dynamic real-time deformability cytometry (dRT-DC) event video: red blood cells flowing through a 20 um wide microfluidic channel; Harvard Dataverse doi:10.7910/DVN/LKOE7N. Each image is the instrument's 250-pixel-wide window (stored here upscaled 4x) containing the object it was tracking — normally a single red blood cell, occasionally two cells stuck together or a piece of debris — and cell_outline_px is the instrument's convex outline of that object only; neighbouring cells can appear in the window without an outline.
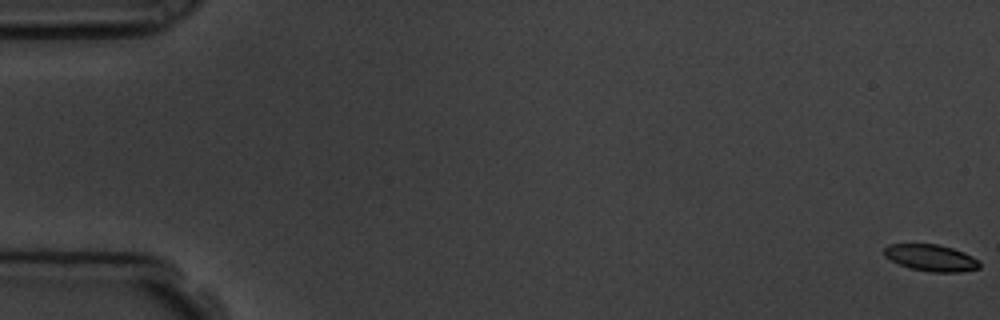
{"species": "common noctule bat (a hibernating species)", "species_latin": "Nyctalus noctula", "temperature_condition": "room temperature", "stored_images_in_passage": 19, "camera_frame_rate_fps": 3000, "um_per_image_px": 0.085, "animal": {"sex": "male", "body_mass_g": 19.5, "forearm_length_mm": 54.6}, "frame": {"image": 1, "passage_image": 1, "time_ms": 0.0, "image_size_px": [1000, 320], "cell_outline_px": [[980, 268], [960, 272], [932, 272], [912, 268], [900, 264], [884, 256], [884, 248], [888, 244], [936, 244], [952, 248], [964, 252], [980, 260]], "centroid_in_image_um": [79.17, 21.91], "position_along_channel_um": 5.8, "area_um2": 14.74}}